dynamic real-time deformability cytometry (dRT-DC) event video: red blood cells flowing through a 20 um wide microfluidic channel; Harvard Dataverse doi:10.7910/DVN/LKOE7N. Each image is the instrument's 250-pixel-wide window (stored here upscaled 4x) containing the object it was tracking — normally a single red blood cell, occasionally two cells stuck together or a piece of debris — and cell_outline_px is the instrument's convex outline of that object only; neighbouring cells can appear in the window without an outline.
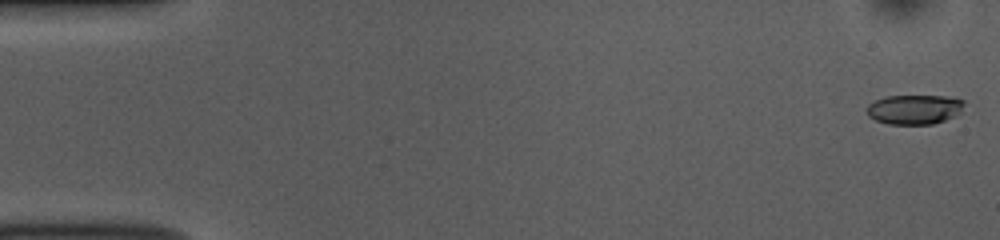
{"species": "common noctule bat (a hibernating species)", "species_latin": "Nyctalus noctula", "temperature_condition": "room temperature", "stored_images_in_passage": 53, "camera_frame_rate_fps": 3000, "um_per_image_px": 0.085, "animal": {"sex": "female", "body_mass_g": 10.0, "forearm_length_mm": 53.1}, "frame": {"image": 1, "passage_image": 1, "time_ms": 0.0, "image_size_px": [1000, 240], "cell_outline_px": [[964, 104], [960, 112], [944, 120], [932, 124], [888, 124], [876, 120], [868, 116], [864, 108], [868, 104], [876, 100], [888, 96], [948, 96], [964, 100]], "centroid_in_image_um": [77.68, 9.29], "position_along_channel_um": 7.3, "area_um2": 16.76}}
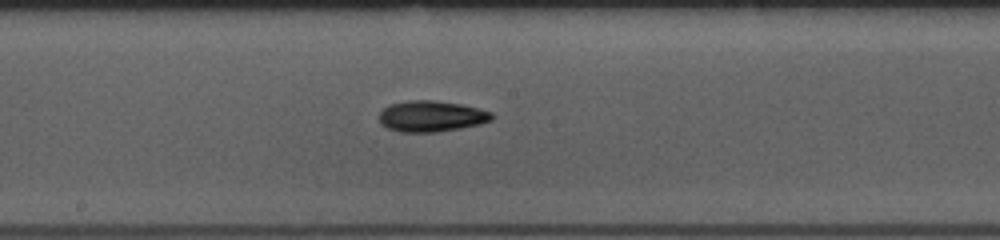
{"frame": {"image": 2, "passage_image": 28, "time_ms": 9.0, "image_size_px": [1000, 240], "cell_outline_px": [[496, 116], [492, 120], [480, 124], [460, 128], [436, 132], [400, 132], [388, 128], [380, 124], [380, 112], [388, 104], [408, 100], [432, 100], [460, 104], [492, 112]], "centroid_in_image_um": [36.66, 9.88], "position_along_channel_um": 211.5, "area_um2": 20.4}}
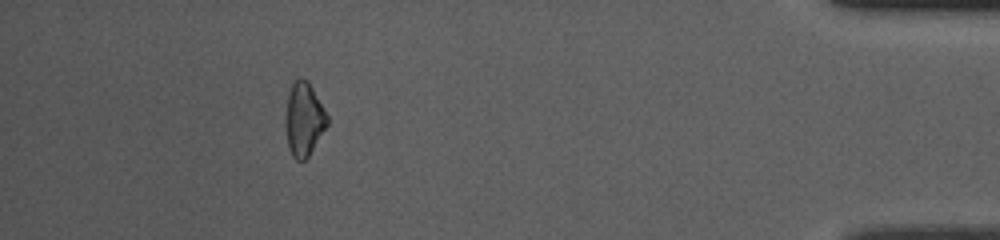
{"frame": {"image": 3, "passage_image": 48, "time_ms": 15.667, "image_size_px": [1000, 240], "cell_outline_px": [[328, 124], [308, 156], [304, 160], [296, 160], [292, 156], [288, 148], [284, 124], [284, 120], [288, 92], [292, 80], [300, 76], [308, 80], [328, 116]], "centroid_in_image_um": [25.79, 10.09], "position_along_channel_um": 409.4, "area_um2": 18.21}, "authors_computed_cell_mechanics": {"area_um2": 18.3804, "velocity_mm_per_s": 3.7934, "shape_relaxation_time_tau1_ms": 4.3469, "shape_relaxation_time_tau2_ms": null, "deformation_change_tau1": 0.1101, "deformation_change_tau2": null}}